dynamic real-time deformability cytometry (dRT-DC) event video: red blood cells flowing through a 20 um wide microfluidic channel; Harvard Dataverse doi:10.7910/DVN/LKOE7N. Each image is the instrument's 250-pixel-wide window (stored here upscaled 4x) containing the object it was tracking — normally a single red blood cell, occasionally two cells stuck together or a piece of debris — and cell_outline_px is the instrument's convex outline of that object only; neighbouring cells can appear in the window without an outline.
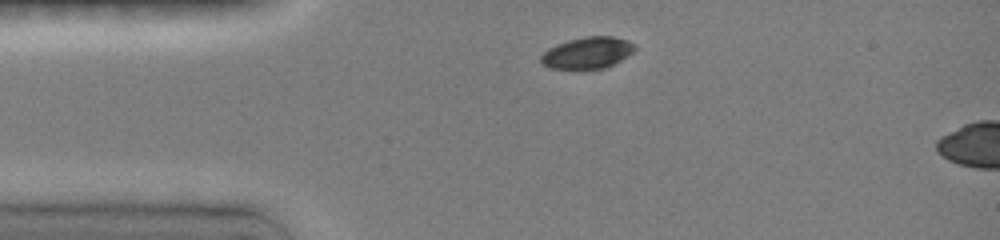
{"species": "common noctule bat (a hibernating species)", "species_latin": "Nyctalus noctula", "temperature_condition": "room temperature", "stored_images_in_passage": 3, "camera_frame_rate_fps": 3000, "um_per_image_px": 0.085, "animal": {"sex": "female", "body_mass_g": 19.0, "forearm_length_mm": 51.5}, "frame": {"image": 1, "passage_image": 1, "time_ms": 0.0, "image_size_px": [1000, 240], "cell_outline_px": [[636, 48], [632, 52], [620, 60], [604, 68], [552, 68], [544, 64], [540, 60], [540, 56], [548, 48], [556, 44], [568, 40], [588, 36], [612, 36], [636, 44]], "centroid_in_image_um": [49.92, 4.47], "position_along_channel_um": 35.1, "area_um2": 16.88}}